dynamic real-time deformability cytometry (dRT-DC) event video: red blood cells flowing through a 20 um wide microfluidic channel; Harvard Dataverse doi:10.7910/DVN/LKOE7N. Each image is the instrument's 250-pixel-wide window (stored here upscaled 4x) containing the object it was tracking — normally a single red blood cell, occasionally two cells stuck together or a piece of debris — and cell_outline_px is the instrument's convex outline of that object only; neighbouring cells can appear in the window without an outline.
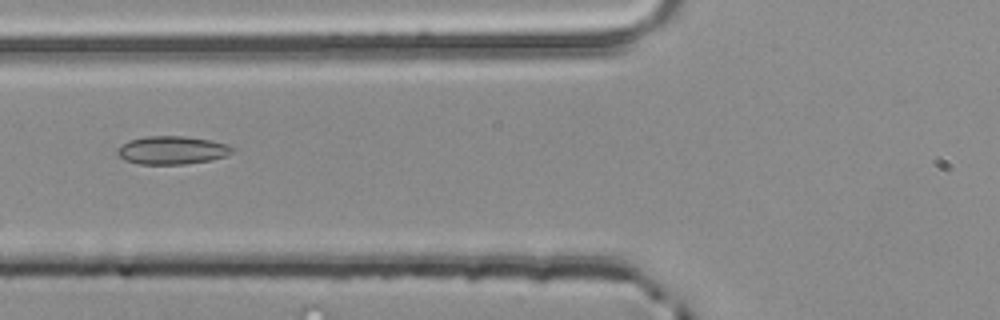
{"species": "common noctule bat (a hibernating species)", "species_latin": "Nyctalus noctula", "temperature_condition": "room temperature", "stored_images_in_passage": 2, "camera_frame_rate_fps": 3000, "um_per_image_px": 0.085, "animal": {"sex": "male", "body_mass_g": 20.4}, "frame": {"image": 1, "passage_image": 2, "time_ms": 0.333, "image_size_px": [1000, 320], "cell_outline_px": [[232, 152], [224, 156], [212, 160], [184, 164], [140, 164], [124, 160], [116, 152], [116, 148], [120, 144], [128, 140], [144, 136], [184, 136], [212, 140], [228, 144], [232, 148]], "centroid_in_image_um": [14.58, 12.76], "position_along_channel_um": 111.2, "area_um2": 19.02}}